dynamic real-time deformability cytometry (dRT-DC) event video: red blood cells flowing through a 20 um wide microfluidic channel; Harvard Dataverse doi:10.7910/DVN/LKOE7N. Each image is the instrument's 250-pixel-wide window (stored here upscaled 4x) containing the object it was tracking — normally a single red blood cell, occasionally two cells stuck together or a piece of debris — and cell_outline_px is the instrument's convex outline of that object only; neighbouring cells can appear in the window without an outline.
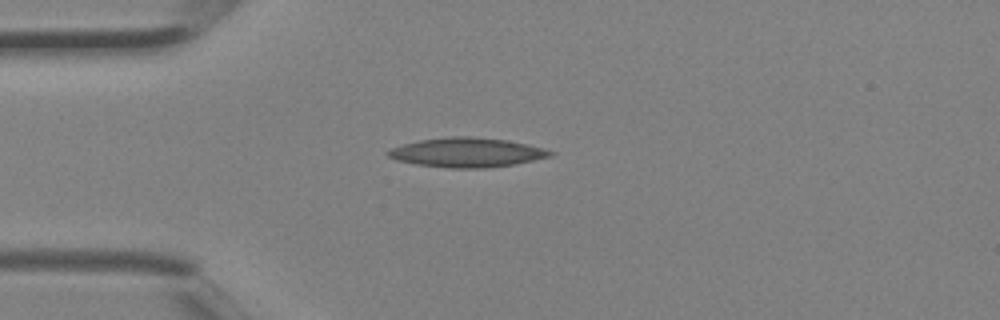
{"species": "Egyptian fruit bat (a non-hibernating species)", "species_latin": "Rousettus aegyptiacus", "temperature_condition": "room temperature", "stored_images_in_passage": 2, "camera_frame_rate_fps": 3000, "um_per_image_px": 0.085, "animal": {"sex": "female"}, "frame": {"image": 1, "passage_image": 2, "time_ms": 0.333, "image_size_px": [1000, 320], "cell_outline_px": [[556, 152], [552, 156], [512, 164], [484, 168], [452, 168], [416, 164], [396, 160], [388, 156], [384, 152], [392, 148], [404, 144], [420, 140], [448, 136], [472, 136], [508, 140], [528, 144], [544, 148]], "centroid_in_image_um": [39.69, 12.95], "position_along_channel_um": 45.3, "area_um2": 27.74}}